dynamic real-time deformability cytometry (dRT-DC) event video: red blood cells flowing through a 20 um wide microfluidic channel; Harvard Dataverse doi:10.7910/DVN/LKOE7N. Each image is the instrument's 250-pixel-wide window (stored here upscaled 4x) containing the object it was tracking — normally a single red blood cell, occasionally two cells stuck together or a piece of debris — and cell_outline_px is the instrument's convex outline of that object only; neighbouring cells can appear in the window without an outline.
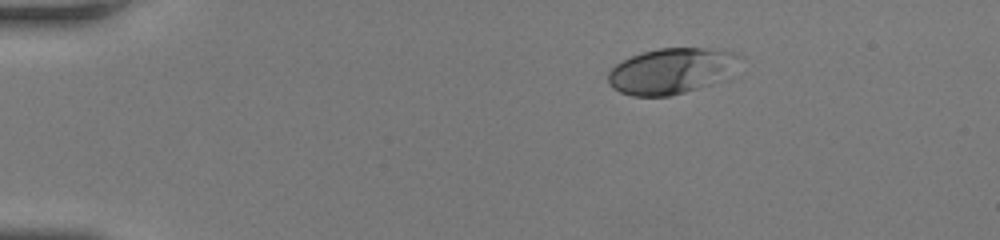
{"species": "human", "species_latin": "Homo sapiens", "temperature_condition": "room temperature", "stored_images_in_passage": 43, "camera_frame_rate_fps": 3000, "um_per_image_px": 0.085, "donor": {"sex": "female"}, "frame": {"image": 1, "passage_image": 1, "time_ms": 0.0, "image_size_px": [1000, 240], "cell_outline_px": [[712, 56], [692, 88], [684, 92], [668, 96], [632, 96], [620, 92], [608, 80], [608, 72], [616, 64], [632, 56], [644, 52], [660, 48], [700, 48], [712, 52]], "centroid_in_image_um": [56.08, 6.1], "position_along_channel_um": 28.9, "area_um2": 27.51}}
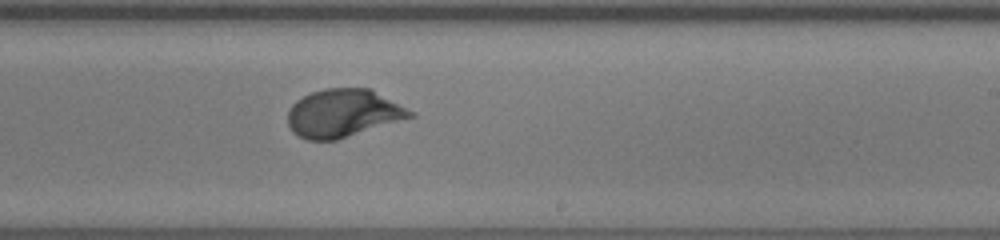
{"frame": {"image": 2, "passage_image": 24, "time_ms": 7.667, "image_size_px": [1000, 240], "cell_outline_px": [[416, 116], [336, 140], [308, 140], [292, 132], [288, 124], [288, 112], [292, 104], [296, 100], [312, 92], [324, 88], [368, 88], [416, 112]], "centroid_in_image_um": [29.17, 9.62], "position_along_channel_um": 259.8, "area_um2": 34.1}}
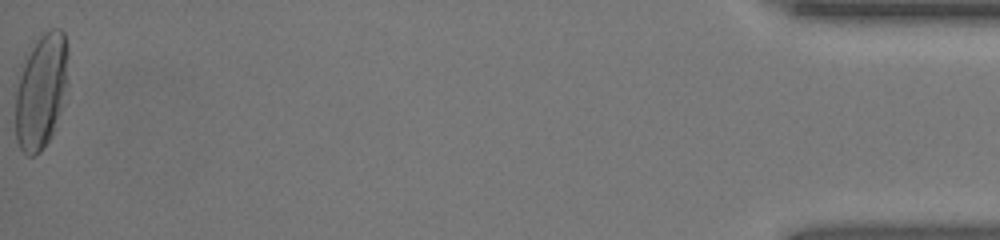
{"frame": {"image": 3, "passage_image": 43, "time_ms": 14.0, "image_size_px": [1000, 240], "cell_outline_px": [[68, 88], [64, 108], [56, 128], [52, 136], [44, 148], [40, 152], [32, 156], [28, 156], [20, 148], [16, 140], [16, 88], [20, 64], [24, 52], [44, 32], [52, 28], [60, 28], [64, 32], [68, 48]], "centroid_in_image_um": [3.53, 7.71], "position_along_channel_um": 431.7, "area_um2": 37.05}, "authors_computed_cell_mechanics": {"area_um2": 32.7148, "velocity_mm_per_s": 4.1614, "shape_relaxation_time_tau1_ms": 3.9439, "shape_relaxation_time_tau2_ms": null, "deformation_change_tau1": 0.1961, "deformation_change_tau2": null}}